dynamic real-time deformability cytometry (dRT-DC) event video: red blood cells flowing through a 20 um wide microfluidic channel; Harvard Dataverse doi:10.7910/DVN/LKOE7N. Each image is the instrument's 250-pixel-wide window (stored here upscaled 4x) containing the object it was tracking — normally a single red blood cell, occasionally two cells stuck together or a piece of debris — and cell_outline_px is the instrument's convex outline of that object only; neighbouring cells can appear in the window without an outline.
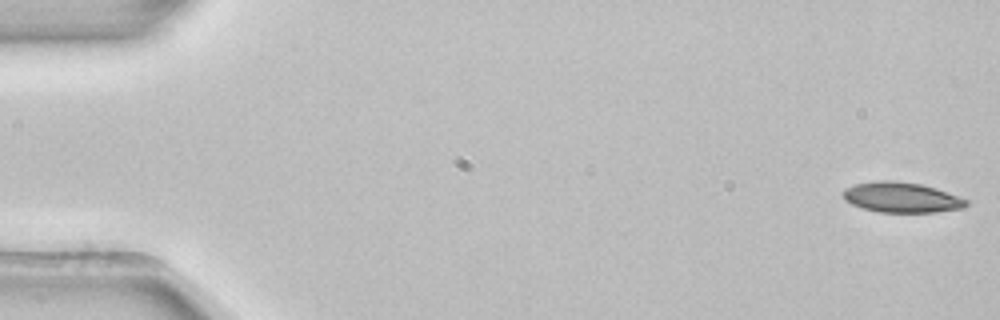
{"species": "common noctule bat (a hibernating species)", "species_latin": "Nyctalus noctula", "temperature_condition": "room temperature", "stored_images_in_passage": 53, "camera_frame_rate_fps": 3000, "um_per_image_px": 0.085, "animal": {"sex": "female", "body_mass_g": 22.7, "forearm_length_mm": 54.2}, "frame": {"image": 1, "passage_image": 1, "time_ms": 0.0, "image_size_px": [1000, 320], "cell_outline_px": [[968, 204], [964, 208], [936, 212], [880, 212], [864, 208], [852, 204], [844, 200], [844, 188], [856, 184], [876, 180], [896, 180], [920, 184], [936, 188], [968, 200]], "centroid_in_image_um": [76.64, 16.77], "position_along_channel_um": 8.4, "area_um2": 21.68}}
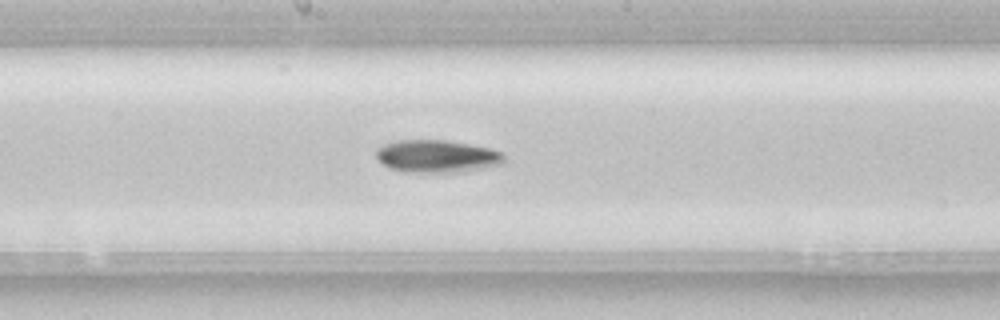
{"frame": {"image": 2, "passage_image": 28, "time_ms": 9.0, "image_size_px": [1000, 320], "cell_outline_px": [[504, 164], [484, 168], [460, 172], [404, 172], [380, 164], [376, 156], [376, 148], [384, 144], [396, 140], [448, 140], [492, 148], [500, 152], [504, 156]], "centroid_in_image_um": [37.13, 13.28], "position_along_channel_um": 211.1, "area_um2": 24.57}}
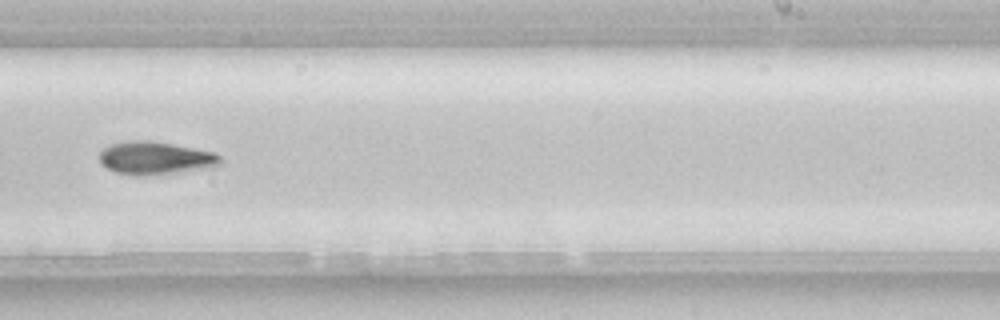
{"frame": {"image": 3, "passage_image": 33, "time_ms": 10.667, "image_size_px": [1000, 320], "cell_outline_px": [[220, 164], [212, 168], [180, 172], [136, 176], [116, 172], [108, 168], [100, 160], [100, 152], [108, 144], [128, 140], [148, 140], [172, 144], [216, 152], [220, 156]], "centroid_in_image_um": [13.22, 13.43], "position_along_channel_um": 275.8, "area_um2": 23.24}, "authors_computed_cell_mechanics": {"area_um2": 22.0796, "velocity_mm_per_s": 3.91, "shape_relaxation_time_tau1_ms": 4.5682, "shape_relaxation_time_tau2_ms": null, "deformation_change_tau1": 0.1164, "deformation_change_tau2": null}}